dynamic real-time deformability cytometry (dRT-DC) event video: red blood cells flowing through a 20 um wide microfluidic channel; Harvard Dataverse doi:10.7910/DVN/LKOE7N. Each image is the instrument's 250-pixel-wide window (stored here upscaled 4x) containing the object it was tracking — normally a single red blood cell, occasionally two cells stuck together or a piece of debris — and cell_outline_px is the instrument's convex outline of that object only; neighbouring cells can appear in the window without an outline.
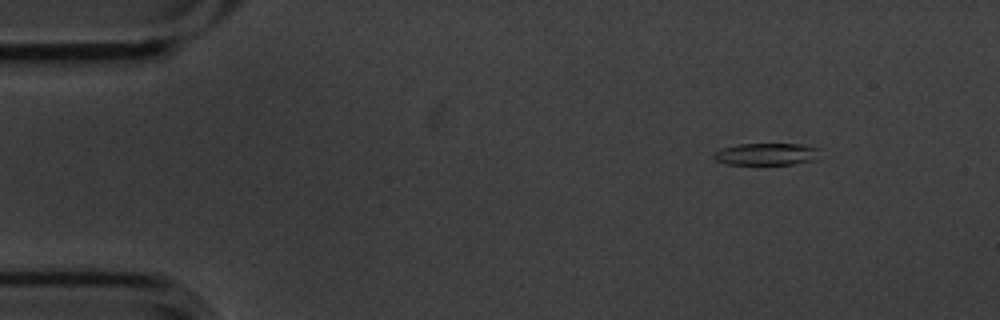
{"species": "common noctule bat (a hibernating species)", "species_latin": "Nyctalus noctula", "temperature_condition": "cold", "stored_images_in_passage": 3, "camera_frame_rate_fps": 3000, "um_per_image_px": 0.085, "animal": {"sex": "male", "body_mass_g": 20.1, "forearm_length_mm": 53.5}, "frame": {"image": 1, "passage_image": 1, "time_ms": 0.0, "image_size_px": [1000, 320], "cell_outline_px": [[820, 148], [812, 160], [792, 164], [728, 164], [716, 160], [712, 156], [716, 152], [724, 148], [736, 144], [800, 144]], "centroid_in_image_um": [65.11, 13.09], "position_along_channel_um": 19.9, "area_um2": 13.29}}